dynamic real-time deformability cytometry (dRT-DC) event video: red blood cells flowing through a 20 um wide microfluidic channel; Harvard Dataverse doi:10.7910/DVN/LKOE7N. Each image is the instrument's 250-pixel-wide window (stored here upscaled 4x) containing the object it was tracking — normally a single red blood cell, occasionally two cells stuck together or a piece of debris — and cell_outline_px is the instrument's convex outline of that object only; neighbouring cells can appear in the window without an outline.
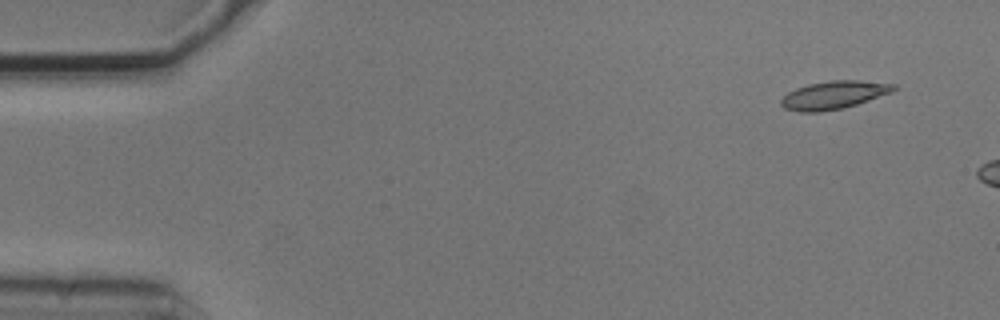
{"species": "common noctule bat (a hibernating species)", "species_latin": "Nyctalus noctula", "temperature_condition": "cold", "stored_images_in_passage": 3, "camera_frame_rate_fps": 3000, "um_per_image_px": 0.085, "animal": {"sex": "male", "body_mass_g": 20.5, "forearm_length_mm": 52.5}, "frame": {"image": 1, "passage_image": 1, "time_ms": 0.0, "image_size_px": [1000, 320], "cell_outline_px": [[896, 88], [892, 92], [844, 108], [820, 112], [800, 112], [784, 108], [780, 104], [780, 100], [788, 92], [796, 88], [808, 84], [832, 80], [860, 80], [896, 84]], "centroid_in_image_um": [70.85, 8.07], "position_along_channel_um": 14.1, "area_um2": 18.38}}